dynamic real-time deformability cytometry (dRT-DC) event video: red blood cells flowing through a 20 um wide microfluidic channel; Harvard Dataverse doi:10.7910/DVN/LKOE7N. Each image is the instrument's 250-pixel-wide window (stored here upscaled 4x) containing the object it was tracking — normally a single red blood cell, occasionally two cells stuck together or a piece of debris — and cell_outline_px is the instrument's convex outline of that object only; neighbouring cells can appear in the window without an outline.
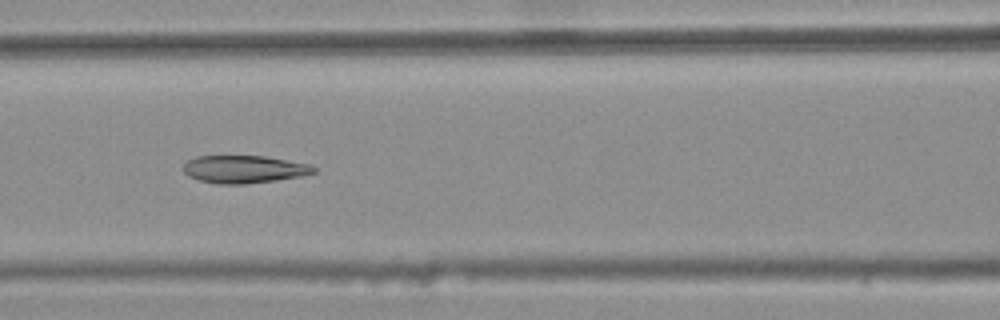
{"species": "common noctule bat (a hibernating species)", "species_latin": "Nyctalus noctula", "temperature_condition": "warm", "stored_images_in_passage": 9, "camera_frame_rate_fps": 3000, "um_per_image_px": 0.085, "animal": {"sex": "female", "body_mass_g": 25.1}, "frame": {"image": 1, "passage_image": 7, "time_ms": 2.0, "image_size_px": [1000, 320], "cell_outline_px": [[316, 172], [300, 176], [276, 180], [244, 184], [220, 184], [200, 180], [188, 176], [180, 168], [188, 160], [196, 156], [264, 156], [308, 164], [316, 168]], "centroid_in_image_um": [20.7, 14.38], "position_along_channel_um": 145.9, "area_um2": 20.92}}
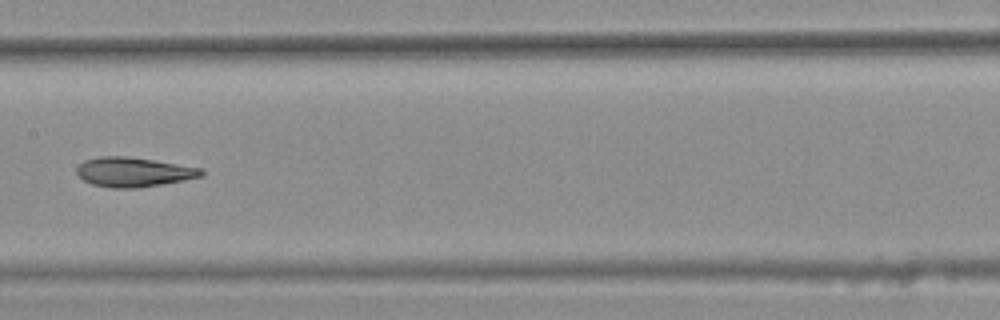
{"frame": {"image": 2, "passage_image": 8, "time_ms": 2.333, "image_size_px": [1000, 320], "cell_outline_px": [[204, 176], [184, 180], [136, 188], [112, 188], [92, 184], [84, 180], [76, 172], [76, 168], [84, 160], [100, 156], [128, 156], [204, 168]], "centroid_in_image_um": [11.37, 14.61], "position_along_channel_um": 196.0, "area_um2": 21.44}}
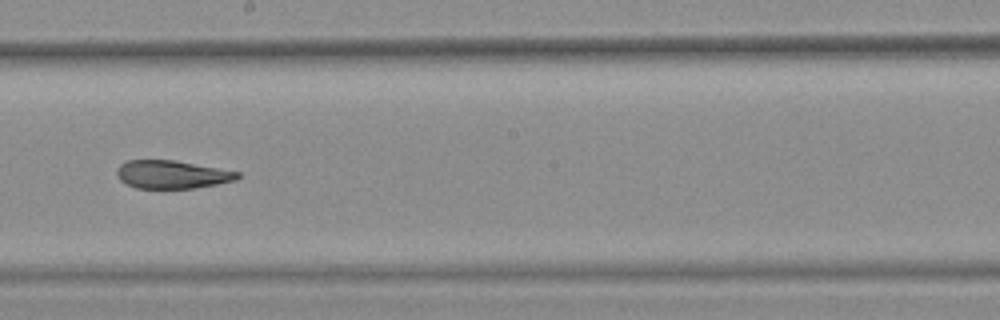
{"frame": {"image": 3, "passage_image": 9, "time_ms": 2.667, "image_size_px": [1000, 320], "cell_outline_px": [[240, 176], [236, 180], [216, 184], [192, 188], [136, 188], [120, 180], [116, 172], [116, 168], [120, 164], [128, 160], [172, 160], [240, 172]], "centroid_in_image_um": [14.59, 14.83], "position_along_channel_um": 233.6, "area_um2": 19.54}}